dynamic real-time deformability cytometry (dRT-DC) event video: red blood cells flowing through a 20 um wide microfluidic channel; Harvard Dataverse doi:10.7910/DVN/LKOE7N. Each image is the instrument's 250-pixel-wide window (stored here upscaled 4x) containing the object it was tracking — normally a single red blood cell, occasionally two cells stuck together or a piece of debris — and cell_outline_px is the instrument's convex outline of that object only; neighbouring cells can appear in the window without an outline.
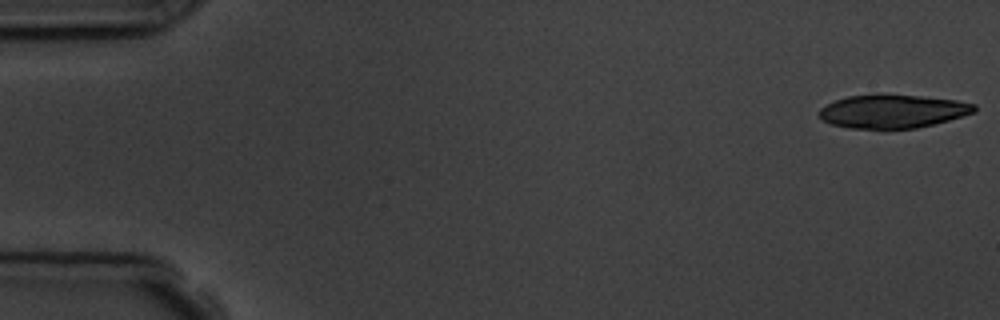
{"species": "common noctule bat (a hibernating species)", "species_latin": "Nyctalus noctula", "temperature_condition": "room temperature", "stored_images_in_passage": 2, "camera_frame_rate_fps": 3000, "um_per_image_px": 0.085, "animal": {"sex": "male", "body_mass_g": 19.5, "forearm_length_mm": 54.6}, "frame": {"image": 1, "passage_image": 1, "time_ms": 0.0, "image_size_px": [1000, 320], "cell_outline_px": [[976, 112], [948, 120], [916, 128], [848, 128], [832, 124], [820, 120], [820, 108], [836, 100], [848, 96], [920, 96], [956, 100], [976, 104]], "centroid_in_image_um": [75.89, 9.48], "position_along_channel_um": 9.1, "area_um2": 29.48}}